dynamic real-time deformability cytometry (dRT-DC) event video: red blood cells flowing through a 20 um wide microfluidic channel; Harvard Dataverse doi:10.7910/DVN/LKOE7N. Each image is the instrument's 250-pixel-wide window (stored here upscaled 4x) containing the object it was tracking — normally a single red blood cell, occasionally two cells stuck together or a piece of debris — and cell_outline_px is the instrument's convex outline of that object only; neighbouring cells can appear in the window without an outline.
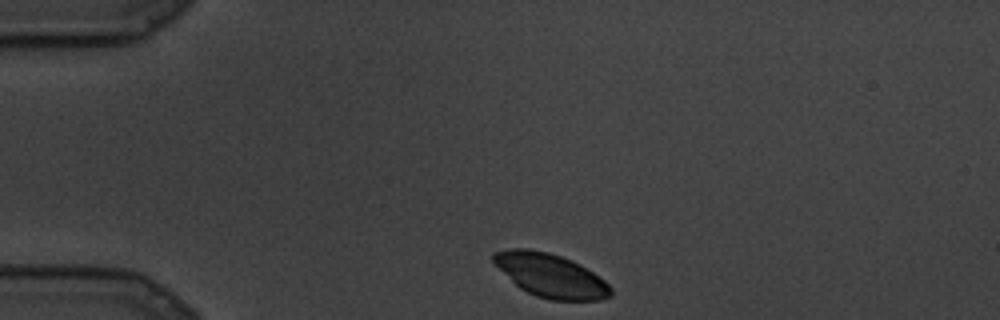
{"species": "common noctule bat (a hibernating species)", "species_latin": "Nyctalus noctula", "temperature_condition": "cold", "stored_images_in_passage": 73, "camera_frame_rate_fps": 3000, "um_per_image_px": 0.085, "animal": {"sex": "male", "body_mass_g": 19.5, "forearm_length_mm": 54.6}, "frame": {"image": 1, "passage_image": 1, "time_ms": 0.0, "image_size_px": [1000, 320], "cell_outline_px": [[612, 296], [600, 300], [552, 300], [536, 296], [520, 288], [492, 260], [492, 252], [508, 248], [528, 248], [548, 252], [560, 256], [580, 264], [604, 280], [612, 288]], "centroid_in_image_um": [46.82, 23.41], "position_along_channel_um": 38.2, "area_um2": 29.48}}
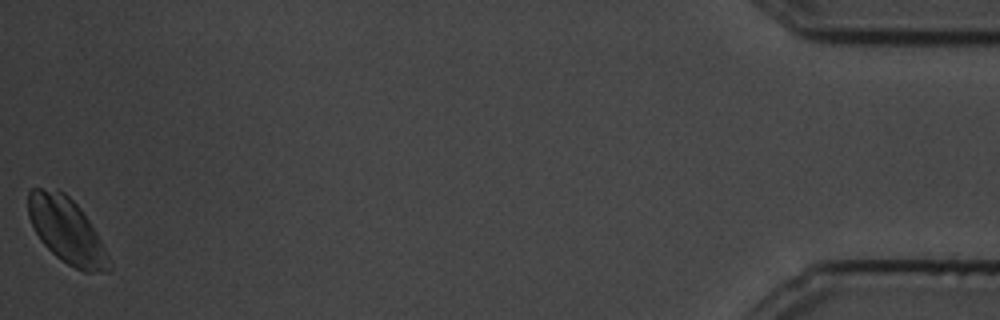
{"frame": {"image": 2, "passage_image": 73, "time_ms": 24.0, "image_size_px": [1000, 320], "cell_outline_px": [[112, 268], [108, 272], [84, 272], [60, 260], [40, 240], [28, 216], [28, 192], [32, 188], [56, 188], [64, 192], [80, 208], [96, 232], [112, 264]], "centroid_in_image_um": [5.66, 19.59], "position_along_channel_um": 429.5, "area_um2": 30.69}}